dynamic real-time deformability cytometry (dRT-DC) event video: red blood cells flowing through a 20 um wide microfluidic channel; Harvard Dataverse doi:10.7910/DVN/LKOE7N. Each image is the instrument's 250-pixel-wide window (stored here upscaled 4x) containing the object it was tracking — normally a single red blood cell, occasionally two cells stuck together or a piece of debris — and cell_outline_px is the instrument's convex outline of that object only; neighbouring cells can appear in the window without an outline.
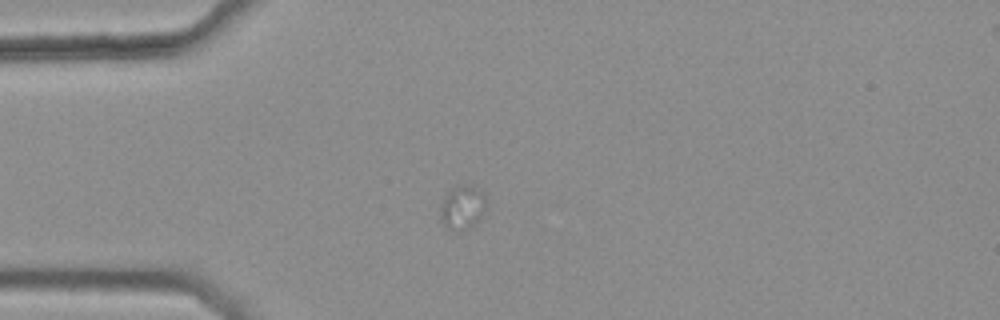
{"species": "common noctule bat (a hibernating species)", "species_latin": "Nyctalus noctula", "temperature_condition": "warm", "stored_images_in_passage": 6, "camera_frame_rate_fps": 3000, "um_per_image_px": 0.085, "animal": {"sex": "female", "body_mass_g": 25.1}, "frame": {"image": 1, "passage_image": 4, "time_ms": 1.0, "image_size_px": [1000, 320], "cell_outline_px": [[488, 204], [476, 224], [472, 228], [460, 232], [456, 232], [448, 228], [440, 220], [440, 204], [444, 196], [452, 188], [460, 184], [468, 184], [480, 188], [484, 192]], "centroid_in_image_um": [39.33, 17.63], "position_along_channel_um": 45.7, "area_um2": 12.37}}